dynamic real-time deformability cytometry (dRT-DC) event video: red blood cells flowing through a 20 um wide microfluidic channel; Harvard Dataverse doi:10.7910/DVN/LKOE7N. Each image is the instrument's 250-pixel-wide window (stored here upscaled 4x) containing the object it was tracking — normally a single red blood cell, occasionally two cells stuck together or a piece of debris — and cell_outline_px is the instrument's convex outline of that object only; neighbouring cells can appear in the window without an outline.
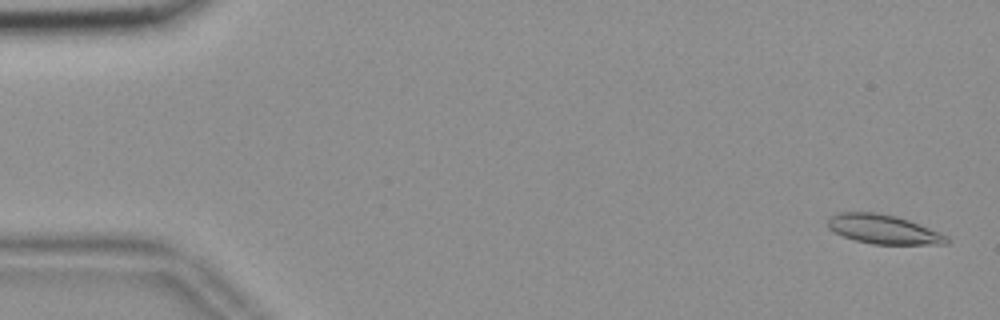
{"species": "common noctule bat (a hibernating species)", "species_latin": "Nyctalus noctula", "temperature_condition": "room temperature", "stored_images_in_passage": 56, "camera_frame_rate_fps": 3000, "um_per_image_px": 0.085, "animal": {"sex": "female", "body_mass_g": 18.4}, "frame": {"image": 1, "passage_image": 2, "time_ms": 0.333, "image_size_px": [1000, 320], "cell_outline_px": [[952, 240], [948, 244], [872, 244], [856, 240], [844, 236], [828, 228], [828, 220], [832, 216], [840, 212], [876, 212], [896, 216], [908, 220], [948, 236]], "centroid_in_image_um": [75.12, 19.49], "position_along_channel_um": 9.9, "area_um2": 20.0}}
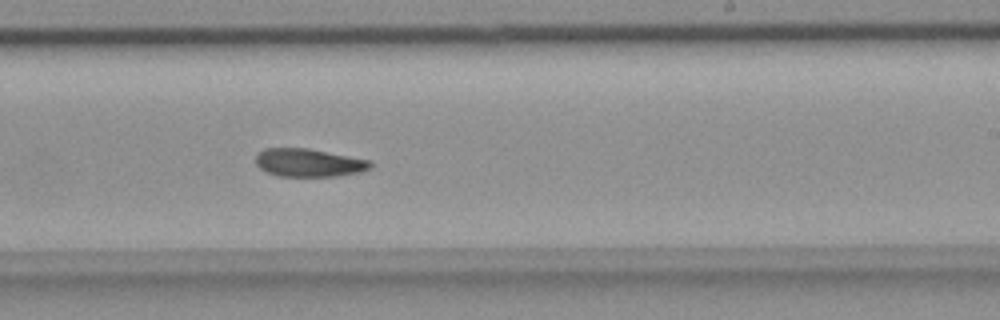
{"frame": {"image": 2, "passage_image": 34, "time_ms": 11.0, "image_size_px": [1000, 320], "cell_outline_px": [[372, 168], [360, 172], [336, 176], [276, 176], [260, 168], [256, 164], [256, 156], [264, 148], [308, 148], [372, 160]], "centroid_in_image_um": [26.28, 13.83], "position_along_channel_um": 262.7, "area_um2": 18.84}}
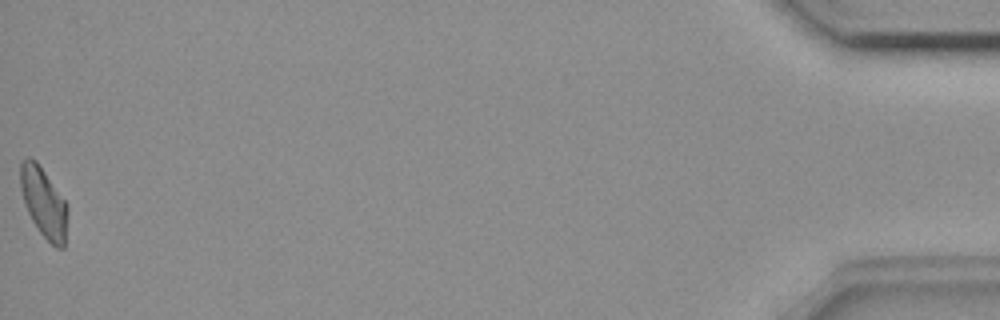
{"frame": {"image": 3, "passage_image": 56, "time_ms": 18.333, "image_size_px": [1000, 320], "cell_outline_px": [[68, 212], [64, 248], [56, 248], [40, 232], [32, 220], [28, 212], [20, 188], [20, 164], [28, 156], [36, 160], [68, 204]], "centroid_in_image_um": [3.73, 17.21], "position_along_channel_um": 431.5, "area_um2": 19.13}, "authors_computed_cell_mechanics": {"area_um2": 19.4208, "velocity_mm_per_s": 3.6558, "shape_relaxation_time_tau1_ms": 10.817, "shape_relaxation_time_tau2_ms": 7.526, "deformation_change_tau1": 0.2095, "deformation_change_tau2": 0.1531}}